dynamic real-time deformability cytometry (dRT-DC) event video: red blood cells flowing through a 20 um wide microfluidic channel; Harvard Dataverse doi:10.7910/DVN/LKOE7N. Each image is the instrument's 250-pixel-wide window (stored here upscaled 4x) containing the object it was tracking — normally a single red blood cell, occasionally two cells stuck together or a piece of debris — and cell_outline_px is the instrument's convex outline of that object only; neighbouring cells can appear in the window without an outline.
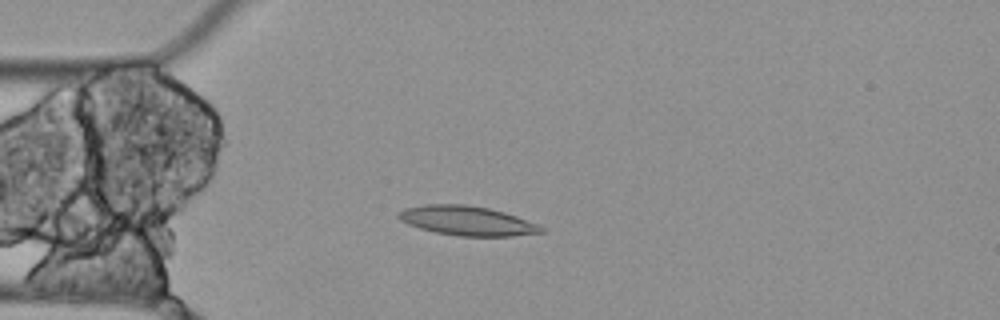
{"species": "Egyptian fruit bat (a non-hibernating species)", "species_latin": "Rousettus aegyptiacus", "temperature_condition": "cold", "stored_images_in_passage": 4, "camera_frame_rate_fps": 3000, "um_per_image_px": 0.085, "animal": {"sex": "female"}, "frame": {"image": 1, "passage_image": 4, "time_ms": 1.0, "image_size_px": [1000, 320], "cell_outline_px": [[544, 232], [512, 236], [460, 236], [436, 232], [420, 228], [408, 224], [400, 220], [396, 216], [396, 212], [404, 208], [424, 204], [464, 204], [488, 208], [504, 212], [516, 216], [536, 224], [544, 228]], "centroid_in_image_um": [39.65, 18.75], "position_along_channel_um": 45.4, "area_um2": 24.39}}